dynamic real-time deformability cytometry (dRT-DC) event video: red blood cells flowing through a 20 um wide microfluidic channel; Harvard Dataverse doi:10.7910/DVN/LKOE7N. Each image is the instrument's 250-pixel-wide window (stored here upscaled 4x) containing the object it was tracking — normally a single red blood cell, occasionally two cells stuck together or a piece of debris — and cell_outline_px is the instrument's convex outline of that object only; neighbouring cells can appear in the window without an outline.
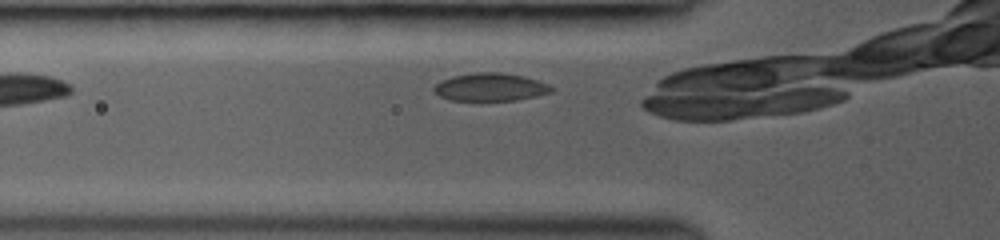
{"species": "common noctule bat (a hibernating species)", "species_latin": "Nyctalus noctula", "temperature_condition": "room temperature", "stored_images_in_passage": 13, "camera_frame_rate_fps": 3000, "um_per_image_px": 0.085, "animal": {"sex": "female", "body_mass_g": 19.0, "forearm_length_mm": 53.3}, "frame": {"image": 1, "passage_image": 2, "time_ms": 0.333, "image_size_px": [1000, 240], "cell_outline_px": [[556, 88], [552, 92], [536, 96], [516, 100], [480, 104], [448, 100], [440, 96], [432, 88], [440, 80], [452, 76], [472, 72], [500, 72], [524, 76], [548, 84]], "centroid_in_image_um": [41.64, 7.45], "position_along_channel_um": 84.2, "area_um2": 20.17}}